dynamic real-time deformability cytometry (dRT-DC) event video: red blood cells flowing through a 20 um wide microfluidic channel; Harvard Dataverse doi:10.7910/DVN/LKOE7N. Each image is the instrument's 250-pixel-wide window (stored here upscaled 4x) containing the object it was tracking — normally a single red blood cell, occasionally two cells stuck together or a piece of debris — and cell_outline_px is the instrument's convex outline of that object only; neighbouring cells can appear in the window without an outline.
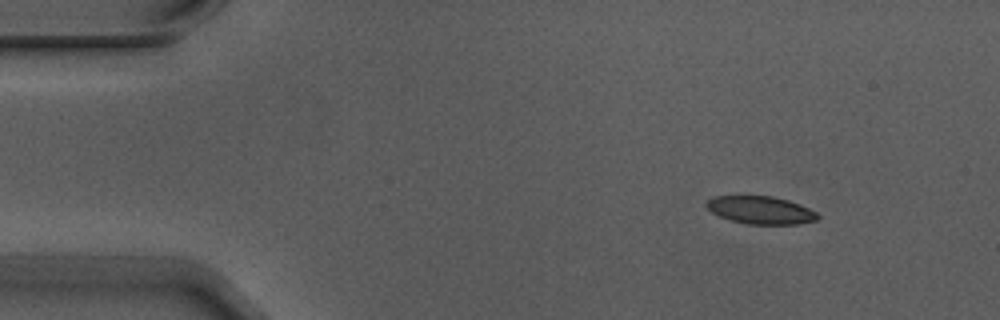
{"species": "Egyptian fruit bat (a non-hibernating species)", "species_latin": "Rousettus aegyptiacus", "temperature_condition": "warm", "stored_images_in_passage": 3, "camera_frame_rate_fps": 3000, "um_per_image_px": 0.085, "animal": {"sex": "male"}, "frame": {"image": 1, "passage_image": 1, "time_ms": 0.0, "image_size_px": [1000, 320], "cell_outline_px": [[820, 216], [816, 220], [796, 224], [748, 224], [732, 220], [720, 216], [712, 212], [704, 204], [712, 196], [772, 196], [788, 200], [800, 204], [816, 212]], "centroid_in_image_um": [64.65, 17.85], "position_along_channel_um": 20.3, "area_um2": 17.86}}